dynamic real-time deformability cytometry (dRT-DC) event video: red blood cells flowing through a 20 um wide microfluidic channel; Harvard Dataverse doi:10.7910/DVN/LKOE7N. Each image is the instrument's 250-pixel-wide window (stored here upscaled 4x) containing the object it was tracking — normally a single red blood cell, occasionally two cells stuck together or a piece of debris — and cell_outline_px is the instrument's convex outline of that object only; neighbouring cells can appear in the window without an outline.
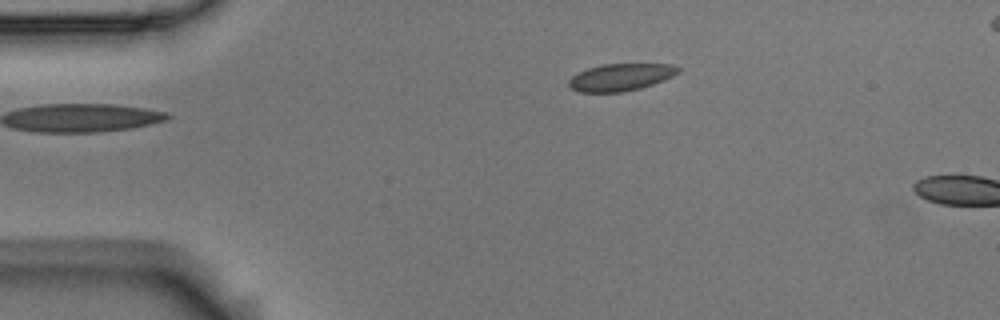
{"species": "Egyptian fruit bat (a non-hibernating species)", "species_latin": "Rousettus aegyptiacus", "temperature_condition": "room temperature", "stored_images_in_passage": 4, "camera_frame_rate_fps": 3000, "um_per_image_px": 0.085, "animal": {"sex": "male"}, "frame": {"image": 1, "passage_image": 4, "time_ms": 1.0, "image_size_px": [1000, 320], "cell_outline_px": [[680, 72], [664, 80], [640, 88], [624, 92], [580, 92], [572, 88], [568, 84], [568, 80], [572, 76], [588, 68], [600, 64], [672, 64], [680, 68]], "centroid_in_image_um": [52.77, 6.56], "position_along_channel_um": 32.2, "area_um2": 17.28}}